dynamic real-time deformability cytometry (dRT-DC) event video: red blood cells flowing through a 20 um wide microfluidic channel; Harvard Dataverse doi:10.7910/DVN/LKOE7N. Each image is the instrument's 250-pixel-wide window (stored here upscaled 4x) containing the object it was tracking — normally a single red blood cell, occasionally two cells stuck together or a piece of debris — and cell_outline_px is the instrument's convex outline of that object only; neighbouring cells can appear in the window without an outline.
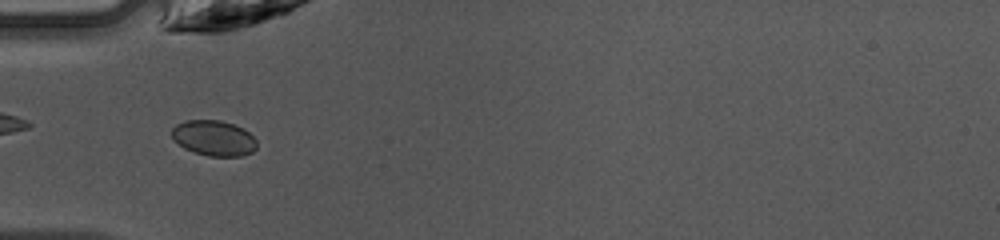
{"species": "common noctule bat (a hibernating species)", "species_latin": "Nyctalus noctula", "temperature_condition": "warm", "stored_images_in_passage": 34, "camera_frame_rate_fps": 3000, "um_per_image_px": 0.085, "animal": {"sex": "female", "body_mass_g": 10.0, "forearm_length_mm": 53.1}, "frame": {"image": 1, "passage_image": 2, "time_ms": 0.333, "image_size_px": [1000, 240], "cell_outline_px": [[256, 148], [252, 152], [244, 156], [208, 156], [184, 148], [172, 136], [172, 128], [176, 124], [184, 120], [220, 120], [244, 128], [256, 140]], "centroid_in_image_um": [18.19, 11.73], "position_along_channel_um": 66.8, "area_um2": 17.46}}
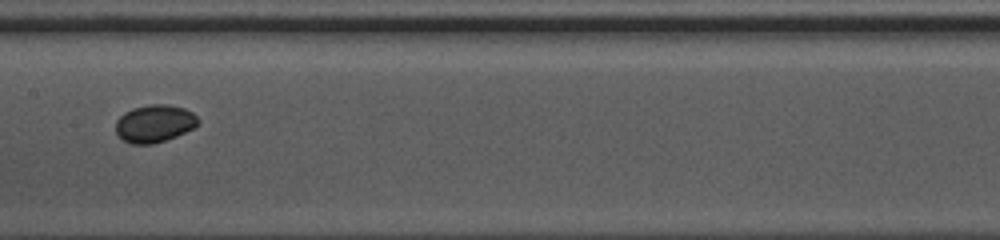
{"frame": {"image": 2, "passage_image": 11, "time_ms": 3.333, "image_size_px": [1000, 240], "cell_outline_px": [[200, 120], [192, 128], [176, 136], [152, 144], [128, 144], [116, 132], [116, 120], [124, 112], [132, 108], [152, 104], [168, 104], [184, 108], [192, 112]], "centroid_in_image_um": [13.11, 10.49], "position_along_channel_um": 194.3, "area_um2": 17.92}}
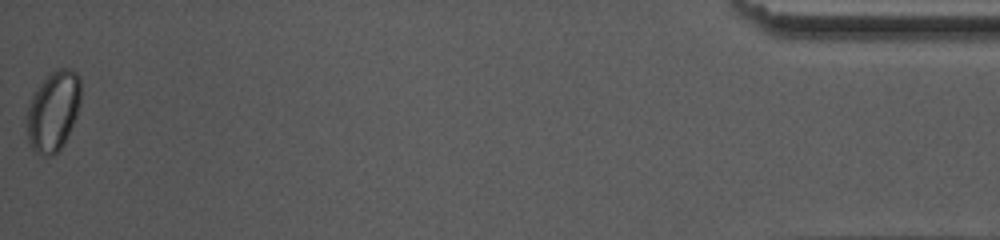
{"frame": {"image": 3, "passage_image": 34, "time_ms": 11.0, "image_size_px": [1000, 240], "cell_outline_px": [[80, 100], [76, 116], [64, 144], [52, 156], [44, 156], [36, 152], [32, 148], [28, 140], [28, 104], [32, 96], [48, 72], [60, 68], [68, 68], [76, 72], [80, 76]], "centroid_in_image_um": [4.54, 9.41], "position_along_channel_um": 430.7, "area_um2": 25.03}}